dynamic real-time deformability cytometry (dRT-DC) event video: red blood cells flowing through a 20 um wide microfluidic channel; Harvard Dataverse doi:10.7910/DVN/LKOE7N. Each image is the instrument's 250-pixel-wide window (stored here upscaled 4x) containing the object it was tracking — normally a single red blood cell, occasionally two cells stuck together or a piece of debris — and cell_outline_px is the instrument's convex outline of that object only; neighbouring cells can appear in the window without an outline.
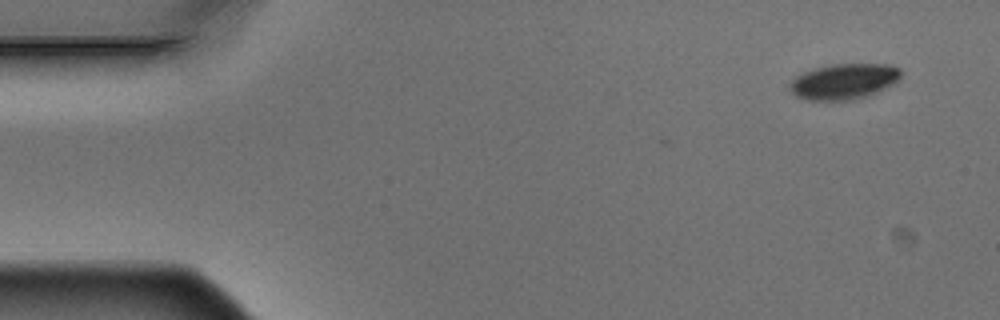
{"species": "Egyptian fruit bat (a non-hibernating species)", "species_latin": "Rousettus aegyptiacus", "temperature_condition": "warm", "stored_images_in_passage": 4, "camera_frame_rate_fps": 3000, "um_per_image_px": 0.085, "animal": {"sex": "male"}, "frame": {"image": 1, "passage_image": 1, "time_ms": 0.0, "image_size_px": [1000, 320], "cell_outline_px": [[900, 76], [892, 84], [876, 92], [852, 100], [808, 100], [796, 96], [788, 88], [788, 84], [796, 76], [804, 72], [816, 68], [832, 64], [888, 64], [900, 68]], "centroid_in_image_um": [71.69, 6.92], "position_along_channel_um": 13.3, "area_um2": 22.83}}
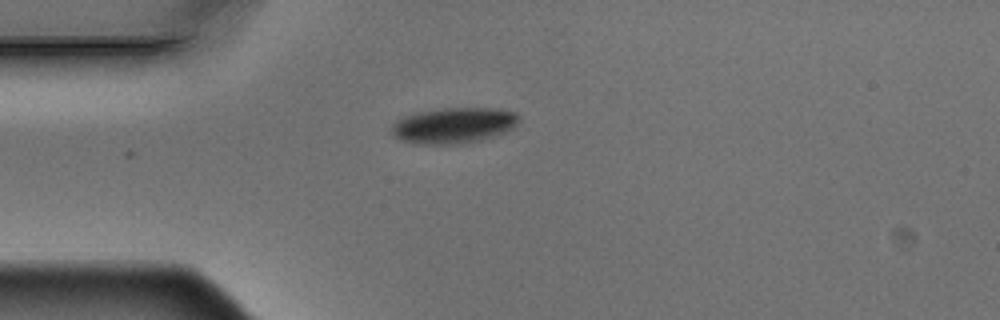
{"frame": {"image": 2, "passage_image": 4, "time_ms": 1.0, "image_size_px": [1000, 320], "cell_outline_px": [[520, 116], [516, 124], [512, 128], [504, 132], [480, 140], [460, 144], [416, 144], [400, 140], [392, 136], [392, 124], [396, 120], [404, 116], [416, 112], [444, 108], [500, 108], [516, 112]], "centroid_in_image_um": [38.54, 10.65], "position_along_channel_um": 46.5, "area_um2": 26.7}}